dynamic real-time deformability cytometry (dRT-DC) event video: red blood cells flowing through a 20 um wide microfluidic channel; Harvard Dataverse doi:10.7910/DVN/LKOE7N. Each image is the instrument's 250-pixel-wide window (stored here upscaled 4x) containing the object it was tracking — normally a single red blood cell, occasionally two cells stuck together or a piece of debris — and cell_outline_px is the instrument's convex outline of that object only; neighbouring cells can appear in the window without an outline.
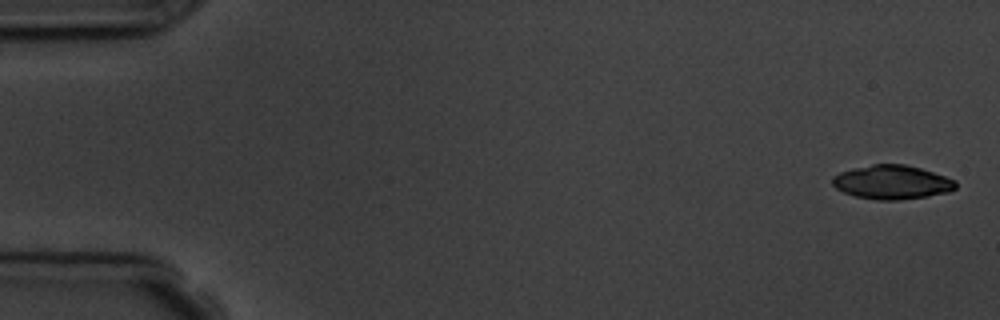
{"species": "common noctule bat (a hibernating species)", "species_latin": "Nyctalus noctula", "temperature_condition": "room temperature", "stored_images_in_passage": 4, "camera_frame_rate_fps": 3000, "um_per_image_px": 0.085, "animal": {"sex": "male", "body_mass_g": 19.5, "forearm_length_mm": 54.6}, "frame": {"image": 1, "passage_image": 1, "time_ms": 0.0, "image_size_px": [1000, 320], "cell_outline_px": [[956, 188], [948, 192], [928, 196], [900, 200], [876, 200], [856, 196], [844, 192], [836, 188], [832, 184], [832, 176], [840, 172], [852, 168], [872, 164], [904, 164], [920, 168], [956, 180]], "centroid_in_image_um": [75.8, 15.49], "position_along_channel_um": 9.2, "area_um2": 24.39}}